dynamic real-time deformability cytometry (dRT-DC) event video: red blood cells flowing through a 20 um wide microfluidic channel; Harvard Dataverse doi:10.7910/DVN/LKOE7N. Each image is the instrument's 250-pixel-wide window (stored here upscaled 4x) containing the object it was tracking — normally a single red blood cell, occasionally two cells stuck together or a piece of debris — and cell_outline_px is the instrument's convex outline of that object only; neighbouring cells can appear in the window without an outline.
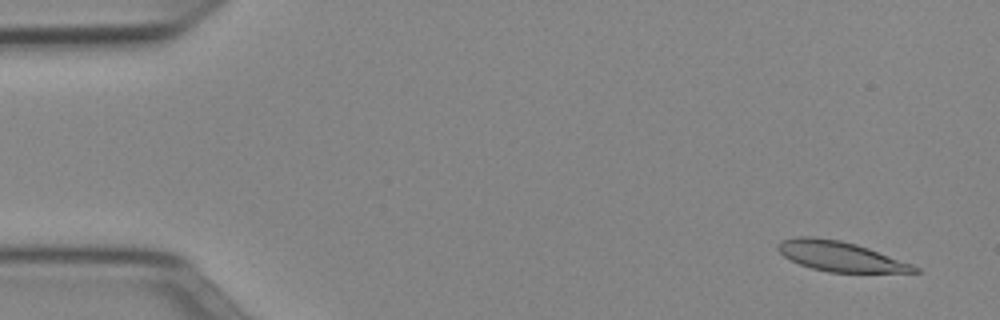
{"species": "Egyptian fruit bat (a non-hibernating species)", "species_latin": "Rousettus aegyptiacus", "temperature_condition": "cold", "stored_images_in_passage": 12, "camera_frame_rate_fps": 3000, "um_per_image_px": 0.085, "animal": {"sex": "female"}, "frame": {"image": 1, "passage_image": 3, "time_ms": 0.667, "image_size_px": [1000, 320], "cell_outline_px": [[920, 272], [828, 272], [812, 268], [800, 264], [784, 256], [776, 248], [776, 244], [780, 240], [800, 236], [812, 236], [840, 240], [856, 244], [868, 248], [912, 264], [920, 268]], "centroid_in_image_um": [71.39, 21.77], "position_along_channel_um": 13.6, "area_um2": 23.64}}